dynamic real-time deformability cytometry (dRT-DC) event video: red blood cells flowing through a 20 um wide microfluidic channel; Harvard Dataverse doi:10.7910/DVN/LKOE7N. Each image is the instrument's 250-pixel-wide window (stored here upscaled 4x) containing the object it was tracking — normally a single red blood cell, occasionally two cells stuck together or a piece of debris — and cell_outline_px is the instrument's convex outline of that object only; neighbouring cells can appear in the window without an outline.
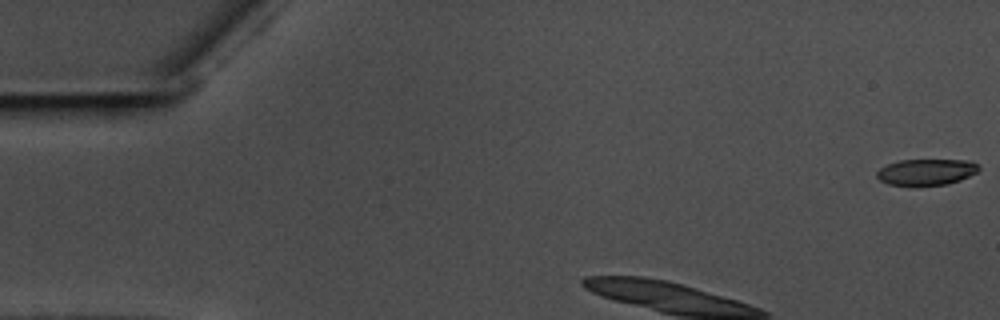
{"species": "common noctule bat (a hibernating species)", "species_latin": "Nyctalus noctula", "temperature_condition": "warm", "stored_images_in_passage": 39, "camera_frame_rate_fps": 3000, "um_per_image_px": 0.085, "animal": {"sex": "male", "body_mass_g": 17.5, "forearm_length_mm": 52.3}, "frame": {"image": 1, "passage_image": 1, "time_ms": 0.0, "image_size_px": [1000, 320], "cell_outline_px": [[980, 168], [976, 172], [960, 180], [948, 184], [916, 188], [888, 184], [880, 180], [876, 176], [876, 172], [880, 168], [888, 164], [900, 160], [972, 160]], "centroid_in_image_um": [78.7, 14.66], "position_along_channel_um": 6.3, "area_um2": 16.07}}
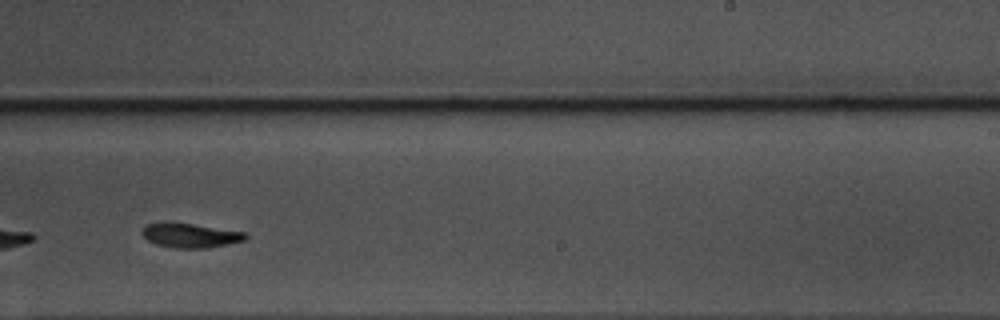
{"frame": {"image": 2, "passage_image": 28, "time_ms": 9.0, "image_size_px": [1000, 320], "cell_outline_px": [[248, 240], [208, 248], [176, 248], [156, 244], [148, 240], [140, 232], [144, 224], [160, 220], [192, 224], [248, 232]], "centroid_in_image_um": [16.16, 19.98], "position_along_channel_um": 272.8, "area_um2": 15.2}}
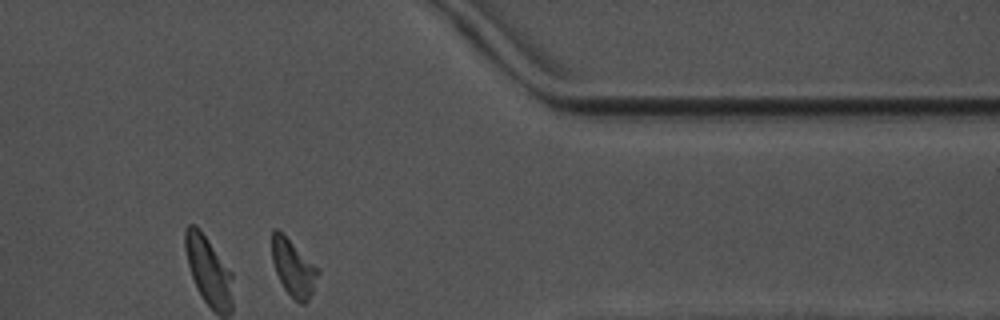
{"frame": {"image": 3, "passage_image": 39, "time_ms": 12.667, "image_size_px": [1000, 320], "cell_outline_px": [[320, 272], [312, 292], [308, 300], [304, 304], [300, 304], [284, 288], [276, 272], [272, 260], [272, 228], [276, 228], [320, 268]], "centroid_in_image_um": [24.96, 22.76], "position_along_channel_um": 386.4, "area_um2": 15.03}, "authors_computed_cell_mechanics": {"area_um2": 15.3748, "velocity_mm_per_s": 3.5315, "shape_relaxation_time_tau1_ms": 5.1453, "shape_relaxation_time_tau2_ms": 3.5502, "deformation_change_tau1": 0.1679, "deformation_change_tau2": 0.0958}}